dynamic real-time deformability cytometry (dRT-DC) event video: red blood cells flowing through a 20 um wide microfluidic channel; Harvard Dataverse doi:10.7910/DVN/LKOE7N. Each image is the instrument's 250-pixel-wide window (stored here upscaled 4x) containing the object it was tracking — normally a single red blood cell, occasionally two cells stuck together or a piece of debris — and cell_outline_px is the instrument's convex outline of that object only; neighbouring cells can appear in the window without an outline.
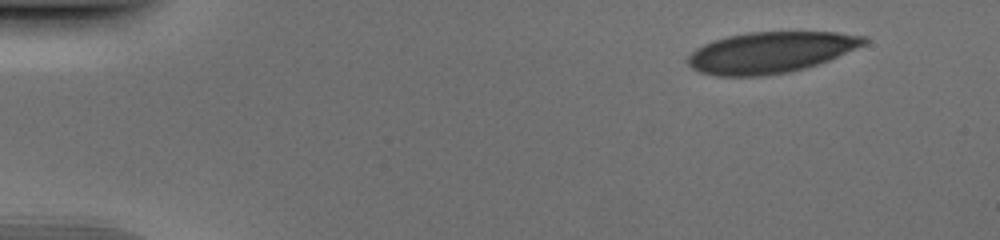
{"species": "human", "species_latin": "Homo sapiens", "temperature_condition": "cold", "stored_images_in_passage": 46, "camera_frame_rate_fps": 3000, "um_per_image_px": 0.085, "donor": {"sex": "male"}, "frame": {"image": 1, "passage_image": 1, "time_ms": 0.0, "image_size_px": [1000, 240], "cell_outline_px": [[868, 40], [864, 44], [856, 48], [828, 60], [804, 68], [788, 72], [760, 76], [716, 76], [700, 72], [692, 68], [688, 64], [688, 56], [696, 48], [704, 44], [728, 36], [748, 32], [836, 32], [864, 36]], "centroid_in_image_um": [65.47, 4.45], "position_along_channel_um": 19.5, "area_um2": 41.79}}
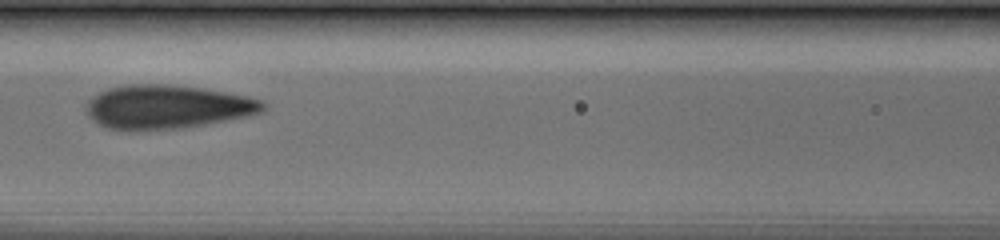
{"frame": {"image": 2, "passage_image": 19, "time_ms": 6.0, "image_size_px": [1000, 240], "cell_outline_px": [[268, 104], [260, 112], [244, 116], [204, 124], [180, 128], [132, 132], [108, 128], [96, 124], [88, 116], [88, 100], [92, 96], [108, 88], [128, 84], [168, 84], [204, 88], [248, 96], [264, 100]], "centroid_in_image_um": [14.17, 9.09], "position_along_channel_um": 152.4, "area_um2": 45.37}}
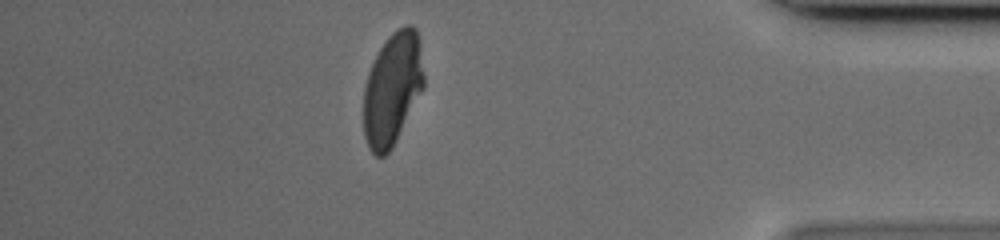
{"frame": {"image": 3, "passage_image": 40, "time_ms": 13.0, "image_size_px": [1000, 240], "cell_outline_px": [[424, 88], [392, 148], [384, 156], [376, 156], [368, 148], [364, 136], [364, 88], [368, 72], [380, 48], [388, 36], [396, 28], [404, 24], [412, 24], [416, 28], [420, 40], [424, 76]], "centroid_in_image_um": [33.37, 7.52], "position_along_channel_um": 401.8, "area_um2": 39.88}}